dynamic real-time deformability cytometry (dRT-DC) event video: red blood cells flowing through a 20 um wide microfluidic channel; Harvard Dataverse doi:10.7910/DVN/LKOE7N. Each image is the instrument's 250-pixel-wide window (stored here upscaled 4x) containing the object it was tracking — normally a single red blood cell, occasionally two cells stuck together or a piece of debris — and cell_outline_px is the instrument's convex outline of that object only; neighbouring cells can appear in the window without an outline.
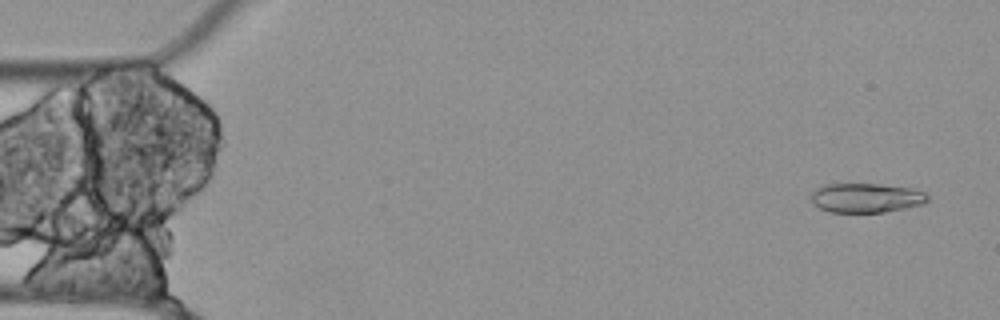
{"species": "Egyptian fruit bat (a non-hibernating species)", "species_latin": "Rousettus aegyptiacus", "temperature_condition": "cold", "stored_images_in_passage": 55, "camera_frame_rate_fps": 3000, "um_per_image_px": 0.085, "animal": {"sex": "female"}, "frame": {"image": 1, "passage_image": 3, "time_ms": 0.667, "image_size_px": [1000, 320], "cell_outline_px": [[928, 200], [924, 204], [884, 212], [828, 212], [812, 204], [812, 192], [816, 188], [824, 184], [880, 184], [912, 188], [924, 192], [928, 196]], "centroid_in_image_um": [73.61, 16.82], "position_along_channel_um": 11.4, "area_um2": 20.0}}
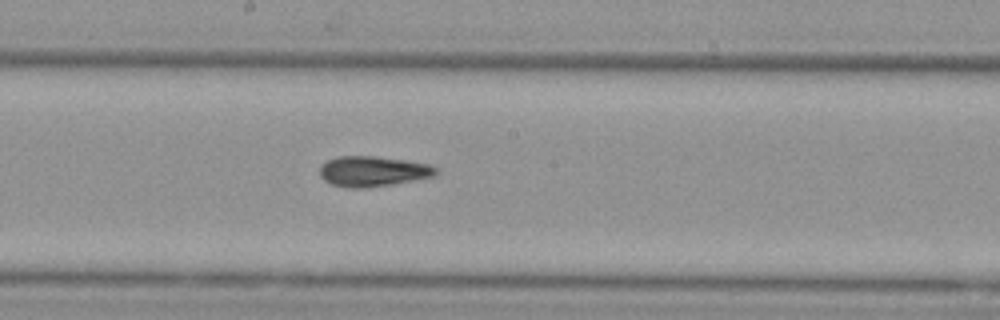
{"frame": {"image": 2, "passage_image": 29, "time_ms": 9.333, "image_size_px": [1000, 320], "cell_outline_px": [[440, 172], [436, 176], [392, 184], [360, 188], [352, 188], [332, 184], [324, 180], [320, 176], [320, 164], [336, 156], [376, 156], [404, 160], [428, 164], [440, 168]], "centroid_in_image_um": [31.72, 14.55], "position_along_channel_um": 216.5, "area_um2": 20.63}}
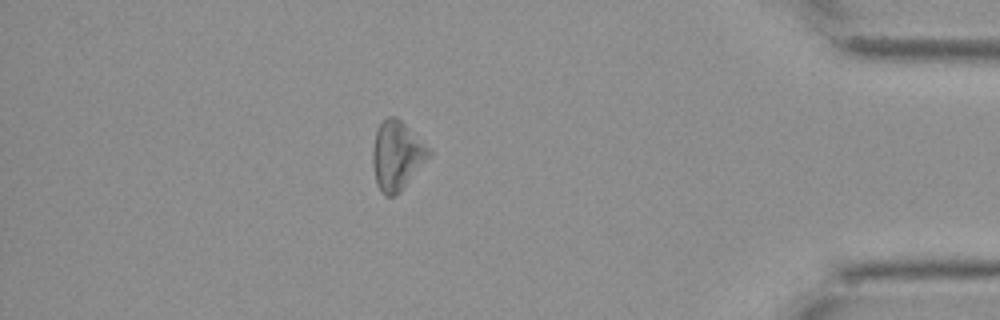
{"frame": {"image": 3, "passage_image": 48, "time_ms": 15.667, "image_size_px": [1000, 320], "cell_outline_px": [[432, 152], [404, 184], [392, 196], [384, 196], [376, 184], [372, 164], [372, 152], [376, 132], [380, 124], [388, 116], [396, 116]], "centroid_in_image_um": [33.66, 13.19], "position_along_channel_um": 401.5, "area_um2": 21.5}, "authors_computed_cell_mechanics": {"area_um2": 20.4034, "velocity_mm_per_s": 3.5609, "shape_relaxation_time_tau1_ms": null, "shape_relaxation_time_tau2_ms": 11.0803, "deformation_change_tau1": null, "deformation_change_tau2": 0.2664}}